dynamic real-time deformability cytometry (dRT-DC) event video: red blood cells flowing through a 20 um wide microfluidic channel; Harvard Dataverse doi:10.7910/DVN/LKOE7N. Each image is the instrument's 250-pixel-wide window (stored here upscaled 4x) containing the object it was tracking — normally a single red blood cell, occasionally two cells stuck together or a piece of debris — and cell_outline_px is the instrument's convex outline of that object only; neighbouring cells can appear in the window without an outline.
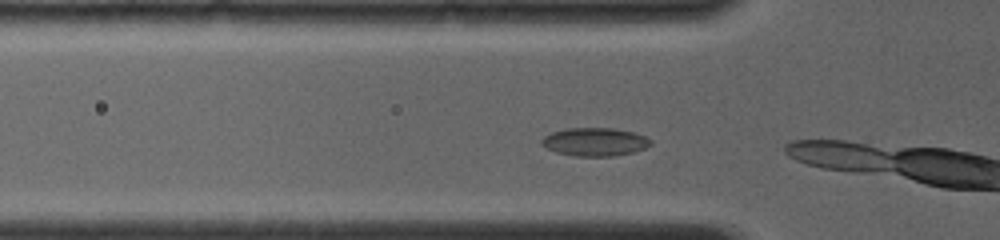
{"species": "common noctule bat (a hibernating species)", "species_latin": "Nyctalus noctula", "temperature_condition": "room temperature", "stored_images_in_passage": 8, "camera_frame_rate_fps": 4000, "um_per_image_px": 0.085, "animal": {"sex": "female", "body_mass_g": 19.0, "forearm_length_mm": 56.7}, "frame": {"image": 1, "passage_image": 4, "time_ms": 0.5, "image_size_px": [1000, 240], "cell_outline_px": [[652, 144], [644, 148], [632, 152], [612, 156], [576, 156], [556, 152], [540, 144], [540, 140], [544, 136], [552, 132], [564, 128], [612, 128], [632, 132], [644, 136], [652, 140]], "centroid_in_image_um": [50.53, 12.05], "position_along_channel_um": 75.3, "area_um2": 17.86}}